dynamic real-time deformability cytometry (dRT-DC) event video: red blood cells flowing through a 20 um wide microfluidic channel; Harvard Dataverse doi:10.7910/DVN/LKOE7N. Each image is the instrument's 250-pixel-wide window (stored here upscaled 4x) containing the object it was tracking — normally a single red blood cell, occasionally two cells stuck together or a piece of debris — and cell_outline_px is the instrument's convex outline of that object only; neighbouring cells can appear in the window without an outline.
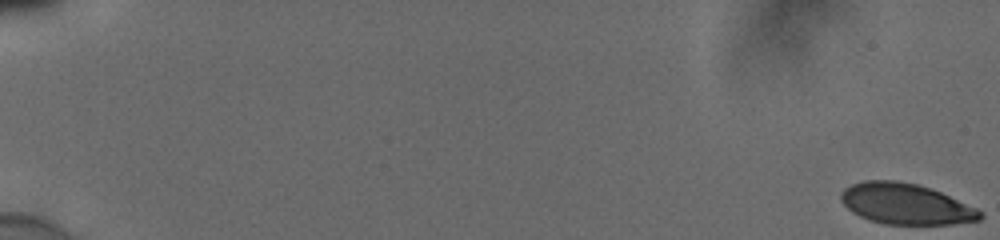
{"species": "human", "species_latin": "Homo sapiens", "temperature_condition": "cold", "stored_images_in_passage": 56, "camera_frame_rate_fps": 3000, "um_per_image_px": 0.085, "donor": {"sex": "male"}, "frame": {"image": 1, "passage_image": 1, "time_ms": 0.0, "image_size_px": [1000, 240], "cell_outline_px": [[984, 216], [980, 220], [952, 224], [888, 224], [872, 220], [860, 216], [852, 212], [840, 200], [840, 192], [844, 188], [852, 184], [864, 180], [896, 180], [916, 184], [940, 192], [976, 208], [984, 212]], "centroid_in_image_um": [76.98, 17.33], "position_along_channel_um": 8.0, "area_um2": 32.89}}
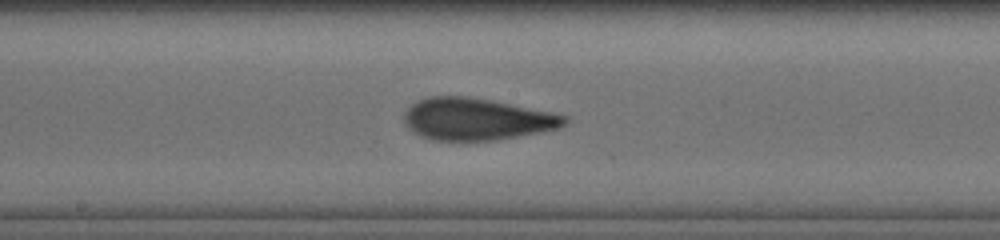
{"frame": {"image": 2, "passage_image": 33, "time_ms": 10.667, "image_size_px": [1000, 240], "cell_outline_px": [[568, 120], [564, 124], [556, 128], [516, 136], [492, 140], [432, 140], [420, 136], [408, 128], [404, 124], [404, 112], [412, 104], [428, 96], [468, 96], [492, 100], [568, 116]], "centroid_in_image_um": [40.44, 10.11], "position_along_channel_um": 207.8, "area_um2": 38.78}}
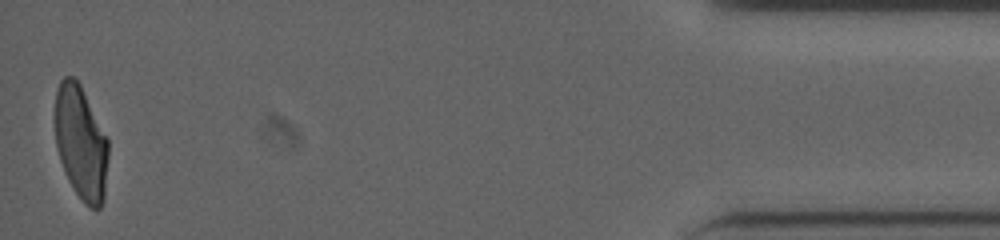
{"frame": {"image": 3, "passage_image": 56, "time_ms": 18.333, "image_size_px": [1000, 240], "cell_outline_px": [[108, 156], [104, 200], [100, 208], [92, 208], [76, 192], [68, 180], [60, 160], [56, 144], [56, 92], [60, 80], [64, 76], [72, 76], [80, 84], [108, 140]], "centroid_in_image_um": [6.88, 12.12], "position_along_channel_um": 428.3, "area_um2": 34.74}, "authors_computed_cell_mechanics": {"area_um2": 37.3099, "velocity_mm_per_s": 3.8668, "shape_relaxation_time_tau1_ms": 4.518, "shape_relaxation_time_tau2_ms": 0.903, "deformation_change_tau1": 0.1671, "deformation_change_tau2": 0.072}}